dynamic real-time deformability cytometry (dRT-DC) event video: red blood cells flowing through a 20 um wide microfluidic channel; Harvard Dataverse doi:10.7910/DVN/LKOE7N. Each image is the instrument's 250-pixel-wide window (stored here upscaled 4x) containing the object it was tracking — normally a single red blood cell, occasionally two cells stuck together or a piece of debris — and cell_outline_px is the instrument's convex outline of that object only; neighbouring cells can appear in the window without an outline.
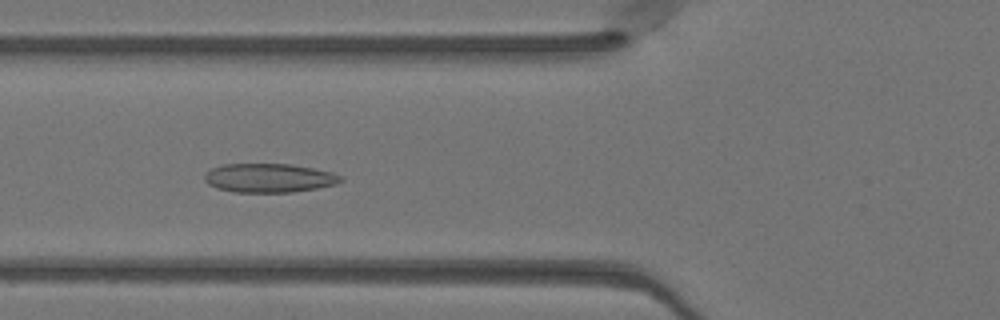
{"species": "Egyptian fruit bat (a non-hibernating species)", "species_latin": "Rousettus aegyptiacus", "temperature_condition": "warm", "stored_images_in_passage": 49, "camera_frame_rate_fps": 3000, "um_per_image_px": 0.085, "animal": {"sex": "female"}, "frame": {"image": 1, "passage_image": 18, "time_ms": 5.667, "image_size_px": [1000, 320], "cell_outline_px": [[344, 180], [336, 184], [316, 188], [292, 192], [232, 192], [216, 188], [208, 184], [204, 180], [204, 176], [212, 168], [220, 164], [292, 164], [332, 172], [344, 176]], "centroid_in_image_um": [22.88, 15.12], "position_along_channel_um": 102.9, "area_um2": 23.06}}
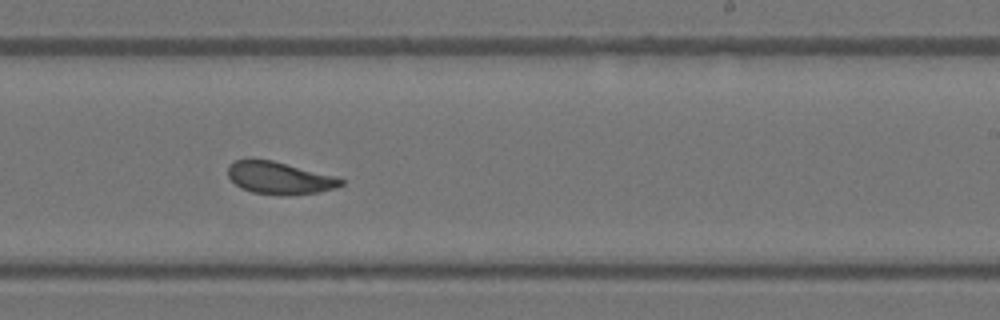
{"frame": {"image": 2, "passage_image": 30, "time_ms": 9.667, "image_size_px": [1000, 320], "cell_outline_px": [[344, 184], [336, 188], [320, 192], [288, 196], [280, 196], [252, 192], [240, 188], [228, 176], [228, 164], [244, 156], [252, 156], [272, 160], [336, 176], [344, 180]], "centroid_in_image_um": [23.72, 15.1], "position_along_channel_um": 265.3, "area_um2": 22.08}}
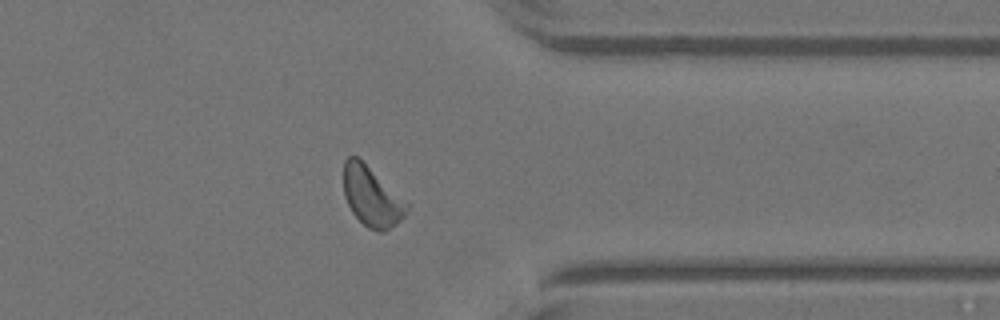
{"frame": {"image": 3, "passage_image": 39, "time_ms": 12.667, "image_size_px": [1000, 320], "cell_outline_px": [[408, 208], [404, 216], [396, 224], [384, 232], [376, 232], [368, 228], [352, 212], [344, 196], [344, 160], [348, 156], [356, 156], [408, 204]], "centroid_in_image_um": [31.56, 16.75], "position_along_channel_um": 379.8, "area_um2": 21.33}, "authors_computed_cell_mechanics": {"area_um2": 22.1374, "velocity_mm_per_s": 4.0602, "shape_relaxation_time_tau1_ms": 7.0822, "shape_relaxation_time_tau2_ms": 1.3231, "deformation_change_tau1": 0.1756, "deformation_change_tau2": 0.0887}}